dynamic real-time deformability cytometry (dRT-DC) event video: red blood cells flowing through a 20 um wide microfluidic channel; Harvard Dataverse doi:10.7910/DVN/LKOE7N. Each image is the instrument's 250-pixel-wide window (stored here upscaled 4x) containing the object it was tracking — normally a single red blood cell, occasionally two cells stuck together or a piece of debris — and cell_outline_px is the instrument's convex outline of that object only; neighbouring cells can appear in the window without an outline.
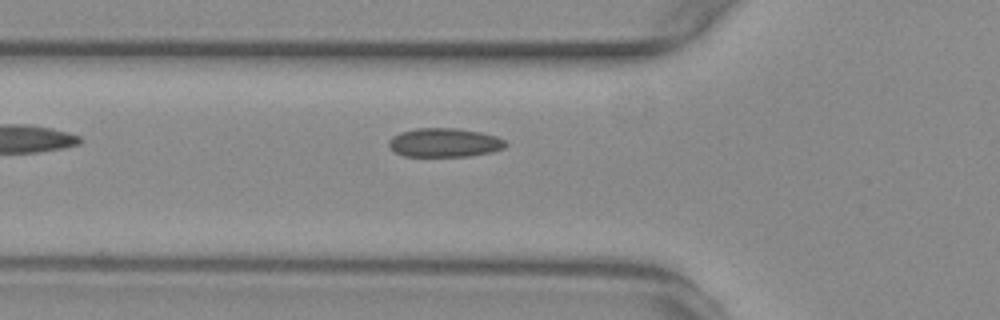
{"species": "common noctule bat (a hibernating species)", "species_latin": "Nyctalus noctula", "temperature_condition": "warm", "stored_images_in_passage": 38, "camera_frame_rate_fps": 3000, "um_per_image_px": 0.085, "animal": {"sex": "female", "body_mass_g": 29.2, "forearm_length_mm": 56.3}, "frame": {"image": 1, "passage_image": 2, "time_ms": 0.333, "image_size_px": [1000, 320], "cell_outline_px": [[508, 144], [504, 148], [492, 152], [468, 156], [404, 156], [392, 152], [388, 144], [388, 140], [392, 136], [400, 132], [416, 128], [456, 128], [480, 132], [496, 136], [504, 140]], "centroid_in_image_um": [37.74, 12.12], "position_along_channel_um": 88.1, "area_um2": 19.83}}
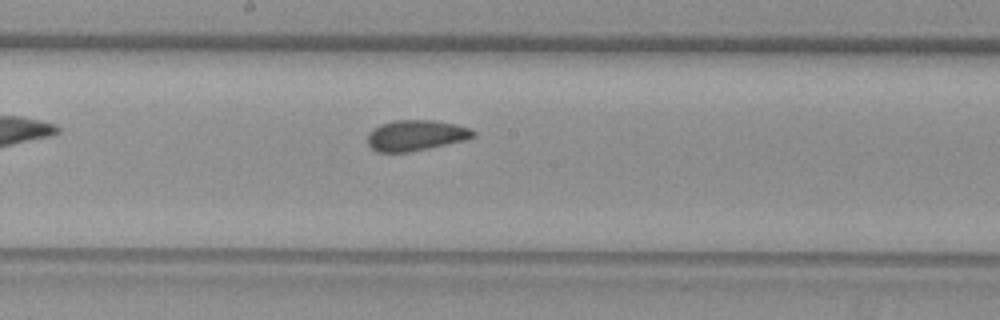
{"frame": {"image": 2, "passage_image": 12, "time_ms": 3.667, "image_size_px": [1000, 320], "cell_outline_px": [[476, 136], [464, 140], [428, 148], [408, 152], [376, 152], [368, 144], [368, 132], [372, 128], [380, 124], [396, 120], [432, 120], [456, 124], [472, 128], [476, 132]], "centroid_in_image_um": [35.35, 11.5], "position_along_channel_um": 212.9, "area_um2": 18.96}}
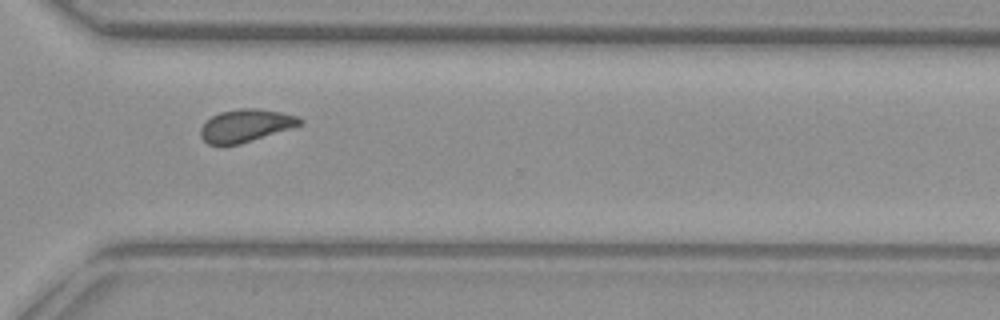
{"frame": {"image": 3, "passage_image": 23, "time_ms": 7.333, "image_size_px": [1000, 320], "cell_outline_px": [[304, 124], [240, 144], [224, 148], [220, 148], [208, 144], [200, 136], [200, 128], [212, 116], [220, 112], [240, 108], [256, 108], [280, 112], [300, 116], [304, 120]], "centroid_in_image_um": [20.88, 10.71], "position_along_channel_um": 349.7, "area_um2": 19.36}}